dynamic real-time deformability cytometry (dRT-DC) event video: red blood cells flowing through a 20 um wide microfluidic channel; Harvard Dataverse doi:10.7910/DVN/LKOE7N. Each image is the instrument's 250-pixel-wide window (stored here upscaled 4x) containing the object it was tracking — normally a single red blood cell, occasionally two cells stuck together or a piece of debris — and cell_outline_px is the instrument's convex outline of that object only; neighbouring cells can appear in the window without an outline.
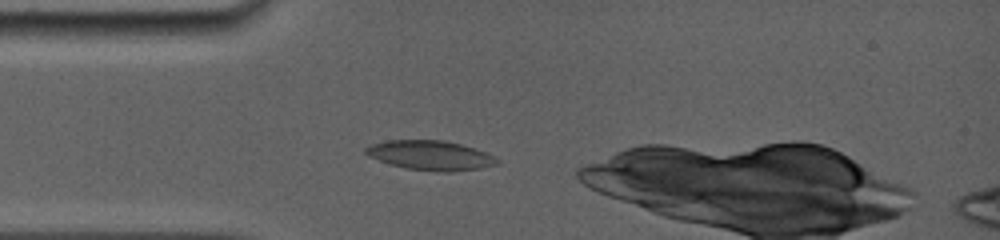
{"species": "common noctule bat (a hibernating species)", "species_latin": "Nyctalus noctula", "temperature_condition": "room temperature", "stored_images_in_passage": 30, "camera_frame_rate_fps": 5000, "um_per_image_px": 0.085, "animal": {"sex": "female", "body_mass_g": 19.0, "forearm_length_mm": 56.7}, "frame": {"image": 1, "passage_image": 2, "time_ms": 0.4, "image_size_px": [1000, 240], "cell_outline_px": [[500, 164], [480, 168], [452, 172], [440, 172], [408, 168], [392, 164], [368, 156], [364, 152], [364, 148], [372, 144], [388, 140], [444, 140], [460, 144], [484, 152], [500, 160]], "centroid_in_image_um": [36.59, 13.2], "position_along_channel_um": 48.4, "area_um2": 22.37}}
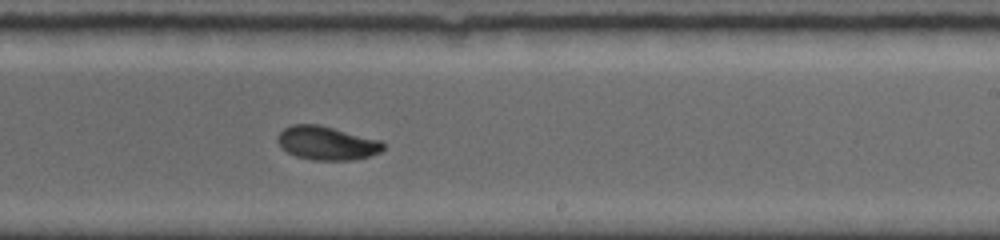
{"frame": {"image": 2, "passage_image": 16, "time_ms": 6.0, "image_size_px": [1000, 240], "cell_outline_px": [[384, 148], [380, 152], [368, 156], [352, 160], [312, 160], [296, 156], [288, 152], [276, 140], [276, 136], [284, 128], [292, 124], [320, 124], [380, 140], [384, 144]], "centroid_in_image_um": [27.77, 12.15], "position_along_channel_um": 261.2, "area_um2": 20.69}}
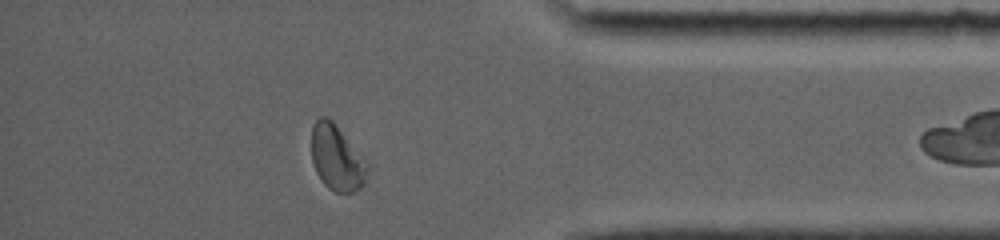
{"frame": {"image": 3, "passage_image": 26, "time_ms": 10.0, "image_size_px": [1000, 240], "cell_outline_px": [[368, 168], [364, 184], [360, 188], [352, 192], [336, 192], [328, 188], [324, 184], [316, 172], [312, 164], [312, 124], [320, 116], [328, 116], [336, 124], [368, 164]], "centroid_in_image_um": [28.6, 13.41], "position_along_channel_um": 406.6, "area_um2": 21.27}, "authors_computed_cell_mechanics": {"area_um2": 21.2704, "velocity_mm_per_s": 3.9396, "shape_relaxation_time_tau1_ms": 5.729, "shape_relaxation_time_tau2_ms": 7.3833, "deformation_change_tau1": 0.1459, "deformation_change_tau2": 0.0719}}